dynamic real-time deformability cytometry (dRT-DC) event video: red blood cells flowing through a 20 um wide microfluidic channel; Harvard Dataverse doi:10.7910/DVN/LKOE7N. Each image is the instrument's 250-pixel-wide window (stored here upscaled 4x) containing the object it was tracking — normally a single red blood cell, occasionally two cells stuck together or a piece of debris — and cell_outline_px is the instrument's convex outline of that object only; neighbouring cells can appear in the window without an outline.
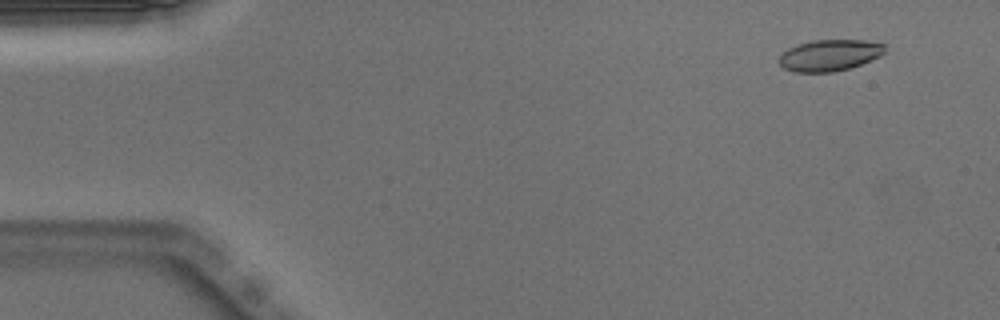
{"species": "Egyptian fruit bat (a non-hibernating species)", "species_latin": "Rousettus aegyptiacus", "temperature_condition": "warm", "stored_images_in_passage": 50, "camera_frame_rate_fps": 3000, "um_per_image_px": 0.085, "animal": {"sex": "male"}, "frame": {"image": 1, "passage_image": 4, "time_ms": 1.0, "image_size_px": [1000, 320], "cell_outline_px": [[884, 52], [880, 56], [860, 64], [848, 68], [832, 72], [792, 72], [784, 68], [776, 60], [788, 48], [812, 40], [864, 40], [884, 44]], "centroid_in_image_um": [70.48, 4.7], "position_along_channel_um": 14.5, "area_um2": 19.19}}
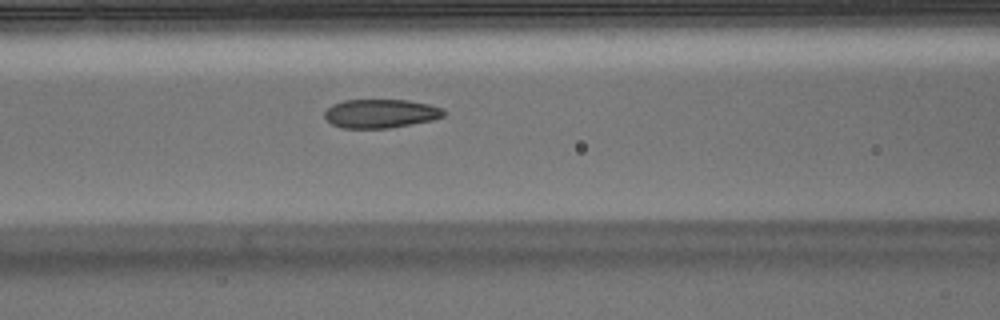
{"frame": {"image": 2, "passage_image": 21, "time_ms": 6.667, "image_size_px": [1000, 320], "cell_outline_px": [[448, 112], [444, 116], [432, 120], [388, 128], [344, 128], [332, 124], [324, 116], [324, 112], [332, 104], [344, 100], [408, 100], [428, 104], [444, 108]], "centroid_in_image_um": [32.38, 9.64], "position_along_channel_um": 134.2, "area_um2": 20.0}}
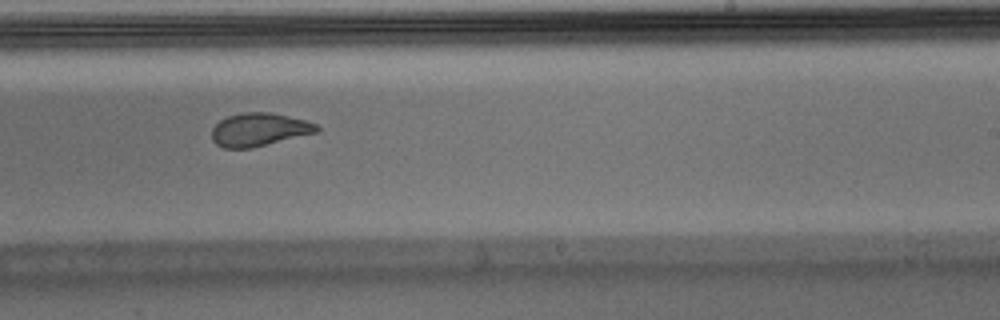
{"frame": {"image": 3, "passage_image": 31, "time_ms": 10.0, "image_size_px": [1000, 320], "cell_outline_px": [[320, 128], [316, 132], [252, 148], [224, 148], [216, 144], [212, 140], [212, 128], [220, 120], [228, 116], [244, 112], [268, 112], [288, 116], [304, 120], [316, 124]], "centroid_in_image_um": [21.99, 11.02], "position_along_channel_um": 267.0, "area_um2": 20.06}, "authors_computed_cell_mechanics": {"area_um2": 20.6635, "velocity_mm_per_s": 3.9858, "shape_relaxation_time_tau1_ms": 10.2336, "shape_relaxation_time_tau2_ms": 1.2069, "deformation_change_tau1": 0.2583, "deformation_change_tau2": 0.0575}}